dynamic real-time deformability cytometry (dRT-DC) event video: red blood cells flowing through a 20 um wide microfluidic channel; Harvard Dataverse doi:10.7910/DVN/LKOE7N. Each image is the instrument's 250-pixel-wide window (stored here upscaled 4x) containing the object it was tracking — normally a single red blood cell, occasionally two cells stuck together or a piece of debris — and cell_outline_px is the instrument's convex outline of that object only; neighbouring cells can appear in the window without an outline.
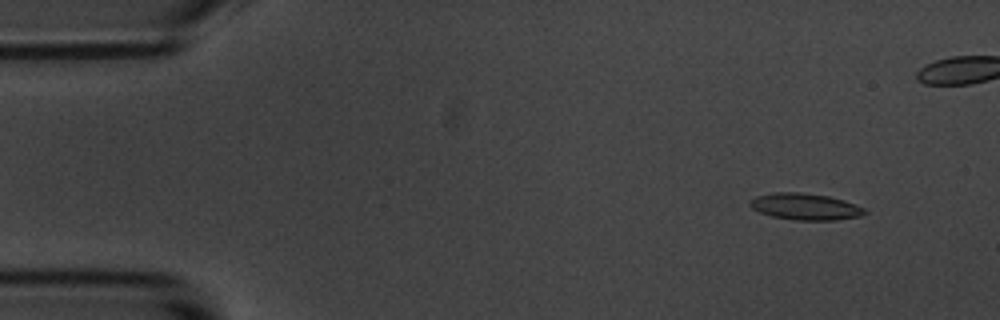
{"species": "common noctule bat (a hibernating species)", "species_latin": "Nyctalus noctula", "temperature_condition": "room temperature", "stored_images_in_passage": 6, "camera_frame_rate_fps": 3000, "um_per_image_px": 0.085, "animal": {"sex": "male", "body_mass_g": 20.1, "forearm_length_mm": 53.5}, "frame": {"image": 1, "passage_image": 2, "time_ms": 1.333, "image_size_px": [1000, 320], "cell_outline_px": [[868, 212], [860, 216], [836, 220], [796, 220], [772, 216], [760, 212], [752, 208], [748, 204], [756, 196], [772, 192], [800, 192], [828, 196], [844, 200], [864, 208]], "centroid_in_image_um": [68.45, 17.56], "position_along_channel_um": 16.6, "area_um2": 17.69}}